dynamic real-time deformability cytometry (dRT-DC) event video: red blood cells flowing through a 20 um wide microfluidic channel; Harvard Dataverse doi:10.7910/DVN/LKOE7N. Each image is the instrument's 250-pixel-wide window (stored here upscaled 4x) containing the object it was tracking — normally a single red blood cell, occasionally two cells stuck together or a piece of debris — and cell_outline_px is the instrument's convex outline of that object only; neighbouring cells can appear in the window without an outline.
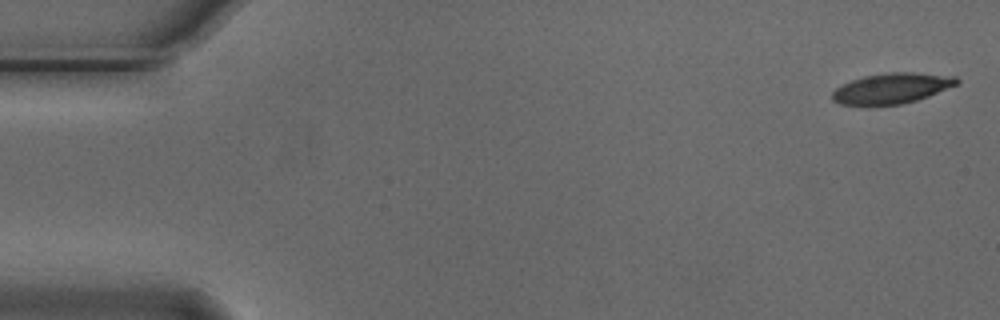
{"species": "Egyptian fruit bat (a non-hibernating species)", "species_latin": "Rousettus aegyptiacus", "temperature_condition": "cold", "stored_images_in_passage": 5, "camera_frame_rate_fps": 3000, "um_per_image_px": 0.085, "animal": {"sex": "male"}, "frame": {"image": 1, "passage_image": 1, "time_ms": 0.0, "image_size_px": [1000, 320], "cell_outline_px": [[960, 80], [956, 84], [928, 96], [916, 100], [900, 104], [868, 108], [840, 104], [832, 100], [832, 92], [836, 88], [852, 80], [864, 76], [888, 72], [912, 72], [956, 76]], "centroid_in_image_um": [75.73, 7.54], "position_along_channel_um": 9.3, "area_um2": 22.54}}
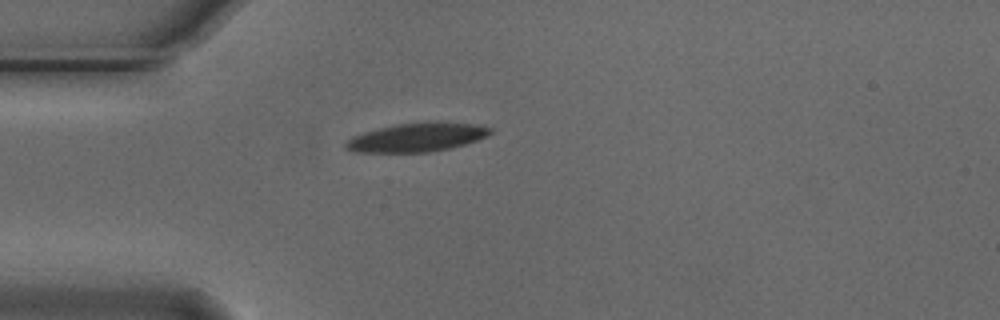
{"frame": {"image": 2, "passage_image": 5, "time_ms": 1.333, "image_size_px": [1000, 320], "cell_outline_px": [[492, 132], [488, 136], [452, 148], [428, 152], [352, 152], [344, 148], [344, 144], [352, 136], [364, 132], [396, 124], [428, 120], [436, 120], [480, 124], [492, 128]], "centroid_in_image_um": [35.48, 11.64], "position_along_channel_um": 49.5, "area_um2": 24.8}}